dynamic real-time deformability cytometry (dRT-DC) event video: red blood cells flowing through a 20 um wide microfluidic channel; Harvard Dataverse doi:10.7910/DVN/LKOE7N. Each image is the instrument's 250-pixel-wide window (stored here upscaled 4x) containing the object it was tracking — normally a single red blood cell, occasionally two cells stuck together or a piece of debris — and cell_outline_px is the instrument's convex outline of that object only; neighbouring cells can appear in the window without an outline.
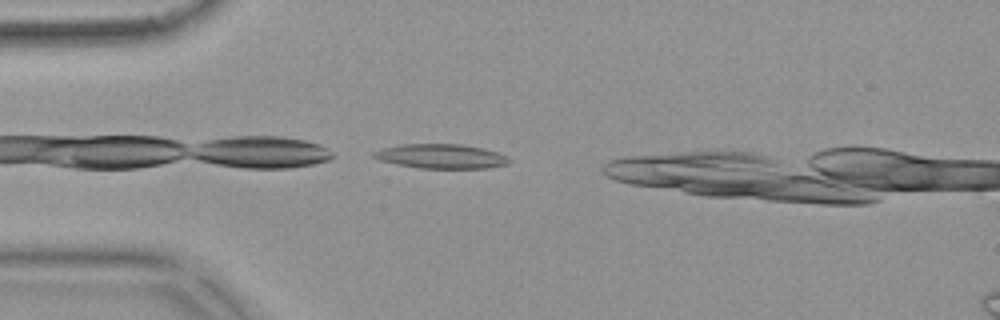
{"species": "common noctule bat (a hibernating species)", "species_latin": "Nyctalus noctula", "temperature_condition": "warm", "stored_images_in_passage": 30, "camera_frame_rate_fps": 3000, "um_per_image_px": 0.085, "animal": {"sex": "female", "body_mass_g": 18.4}, "frame": {"image": 1, "passage_image": 1, "time_ms": 0.0, "image_size_px": [1000, 320], "cell_outline_px": [[508, 164], [488, 168], [420, 168], [380, 160], [372, 156], [372, 152], [384, 148], [400, 144], [460, 144], [484, 148], [496, 152], [504, 156], [508, 160]], "centroid_in_image_um": [37.48, 13.28], "position_along_channel_um": 47.5, "area_um2": 18.96}}